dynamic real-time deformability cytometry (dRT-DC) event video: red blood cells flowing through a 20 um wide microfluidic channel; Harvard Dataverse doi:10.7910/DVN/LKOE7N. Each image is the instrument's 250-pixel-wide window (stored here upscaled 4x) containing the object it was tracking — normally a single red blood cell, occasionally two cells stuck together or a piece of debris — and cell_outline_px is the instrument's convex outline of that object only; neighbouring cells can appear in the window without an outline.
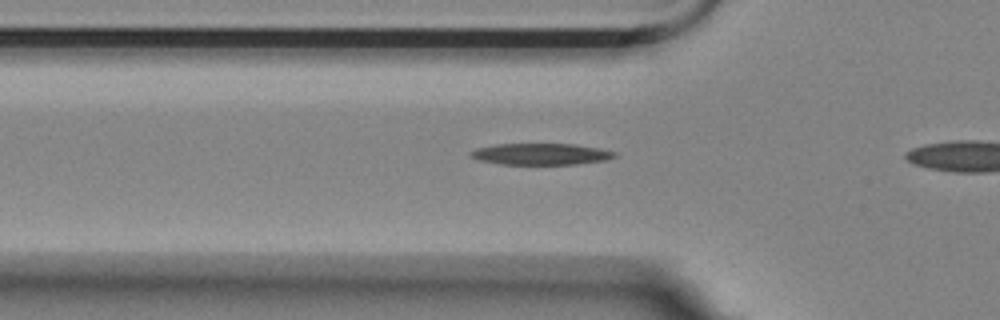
{"species": "Egyptian fruit bat (a non-hibernating species)", "species_latin": "Rousettus aegyptiacus", "temperature_condition": "room temperature", "stored_images_in_passage": 14, "camera_frame_rate_fps": 3000, "um_per_image_px": 0.085, "animal": {"sex": "female"}, "frame": {"image": 1, "passage_image": 8, "time_ms": 2.333, "image_size_px": [1000, 320], "cell_outline_px": [[616, 156], [604, 160], [576, 164], [500, 164], [476, 160], [468, 152], [476, 148], [496, 144], [572, 144], [600, 148], [616, 152]], "centroid_in_image_um": [45.93, 13.09], "position_along_channel_um": 79.9, "area_um2": 17.92}}
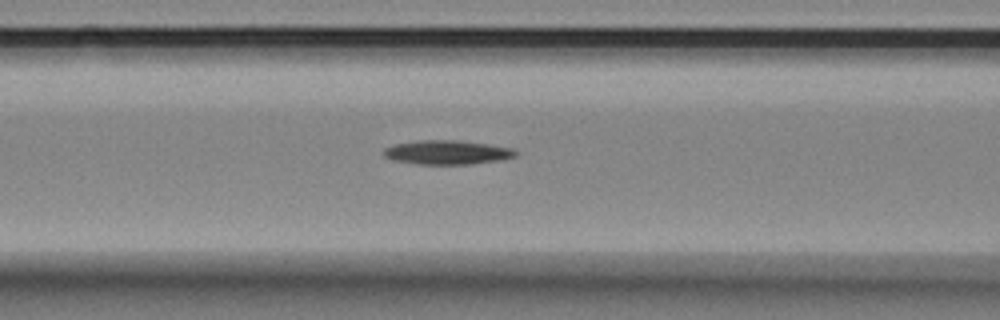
{"frame": {"image": 2, "passage_image": 12, "time_ms": 3.667, "image_size_px": [1000, 320], "cell_outline_px": [[516, 156], [500, 160], [472, 164], [416, 164], [392, 160], [384, 156], [384, 148], [396, 144], [420, 140], [452, 140], [488, 144], [512, 148], [516, 152]], "centroid_in_image_um": [37.99, 12.96], "position_along_channel_um": 128.6, "area_um2": 18.38}}